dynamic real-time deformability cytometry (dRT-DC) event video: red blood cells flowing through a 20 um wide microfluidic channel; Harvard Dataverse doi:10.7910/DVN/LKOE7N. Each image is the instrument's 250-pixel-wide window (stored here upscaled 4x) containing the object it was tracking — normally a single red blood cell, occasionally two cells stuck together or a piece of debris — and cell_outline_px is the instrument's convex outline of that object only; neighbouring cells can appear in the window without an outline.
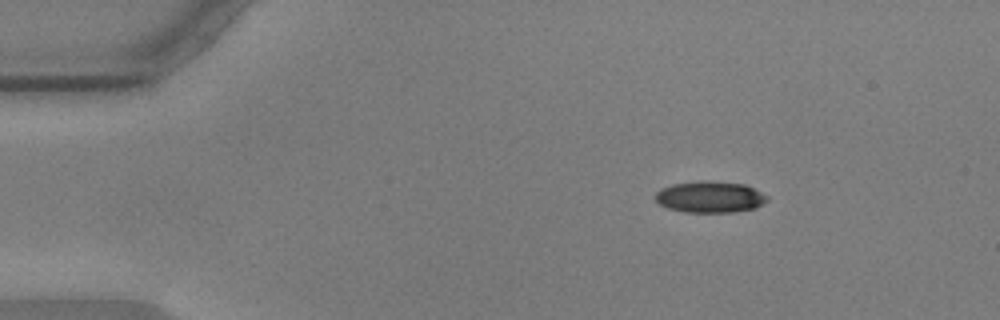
{"species": "common noctule bat (a hibernating species)", "species_latin": "Nyctalus noctula", "temperature_condition": "warm", "stored_images_in_passage": 8, "camera_frame_rate_fps": 3000, "um_per_image_px": 0.085, "animal": {"sex": "male", "body_mass_g": 17.9, "forearm_length_mm": 54.2}, "frame": {"image": 1, "passage_image": 1, "time_ms": 0.0, "image_size_px": [1000, 320], "cell_outline_px": [[768, 200], [756, 208], [732, 212], [684, 212], [668, 208], [660, 204], [656, 200], [656, 192], [660, 188], [672, 184], [744, 184], [768, 196]], "centroid_in_image_um": [60.35, 16.8], "position_along_channel_um": 24.6, "area_um2": 19.36}}